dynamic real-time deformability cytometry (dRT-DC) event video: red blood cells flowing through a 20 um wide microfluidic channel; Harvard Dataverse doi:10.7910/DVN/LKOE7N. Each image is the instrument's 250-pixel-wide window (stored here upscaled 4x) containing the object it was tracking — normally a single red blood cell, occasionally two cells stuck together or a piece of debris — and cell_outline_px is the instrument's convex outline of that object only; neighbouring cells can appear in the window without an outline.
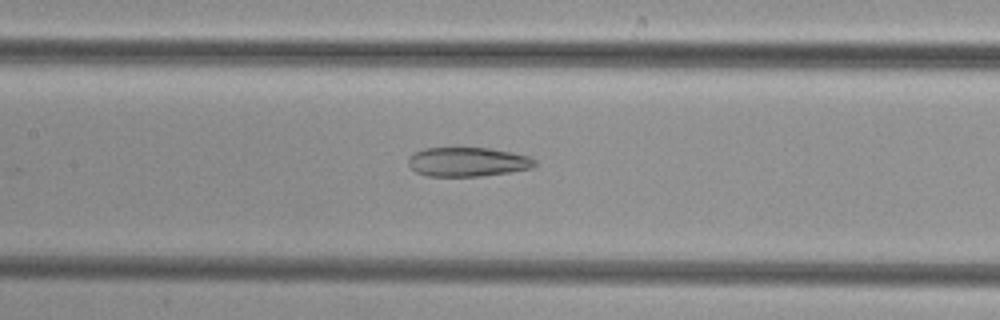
{"species": "common noctule bat (a hibernating species)", "species_latin": "Nyctalus noctula", "temperature_condition": "cold", "stored_images_in_passage": 22, "camera_frame_rate_fps": 3000, "um_per_image_px": 0.085, "animal": {"sex": "female", "body_mass_g": 29.2, "forearm_length_mm": 56.3}, "frame": {"image": 1, "passage_image": 9, "time_ms": 2.667, "image_size_px": [1000, 320], "cell_outline_px": [[536, 164], [532, 168], [508, 172], [480, 176], [428, 176], [416, 172], [408, 164], [408, 156], [424, 148], [492, 148], [532, 156], [536, 160]], "centroid_in_image_um": [39.77, 13.75], "position_along_channel_um": 167.6, "area_um2": 21.62}}
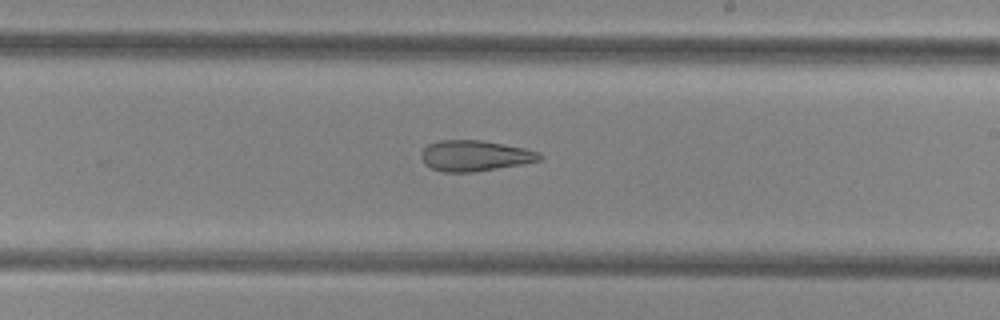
{"frame": {"image": 2, "passage_image": 15, "time_ms": 4.667, "image_size_px": [1000, 320], "cell_outline_px": [[544, 156], [540, 160], [524, 164], [472, 172], [444, 172], [432, 168], [424, 164], [420, 156], [424, 148], [428, 144], [440, 140], [480, 140], [524, 148], [540, 152]], "centroid_in_image_um": [40.37, 13.24], "position_along_channel_um": 248.6, "area_um2": 21.21}}
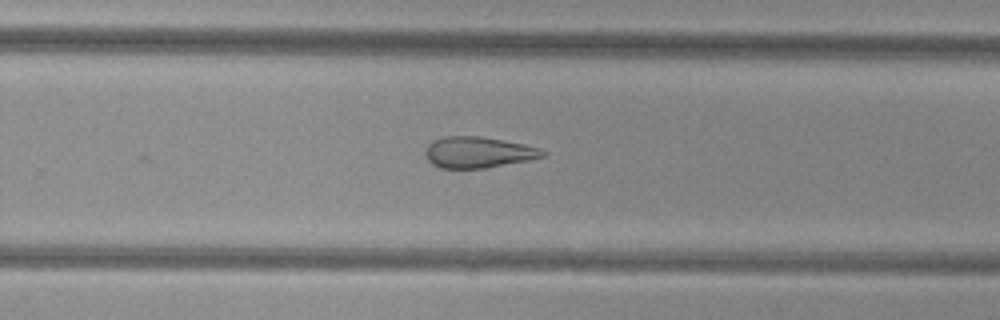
{"frame": {"image": 3, "passage_image": 18, "time_ms": 5.667, "image_size_px": [1000, 320], "cell_outline_px": [[548, 152], [544, 156], [528, 160], [484, 168], [440, 168], [432, 164], [428, 160], [424, 152], [428, 144], [432, 140], [444, 136], [480, 136], [524, 144], [540, 148]], "centroid_in_image_um": [40.62, 12.94], "position_along_channel_um": 289.2, "area_um2": 21.27}}